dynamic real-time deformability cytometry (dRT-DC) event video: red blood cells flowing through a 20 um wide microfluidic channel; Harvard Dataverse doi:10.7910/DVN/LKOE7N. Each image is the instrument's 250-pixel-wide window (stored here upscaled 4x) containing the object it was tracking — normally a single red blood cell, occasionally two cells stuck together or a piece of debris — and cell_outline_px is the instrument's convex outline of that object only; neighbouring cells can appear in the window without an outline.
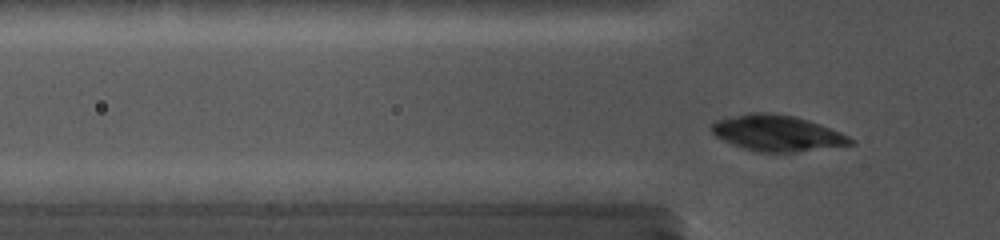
{"species": "common noctule bat (a hibernating species)", "species_latin": "Nyctalus noctula", "temperature_condition": "cold", "stored_images_in_passage": 66, "camera_frame_rate_fps": 5000, "um_per_image_px": 0.085, "animal": {"sex": "female", "body_mass_g": 19.0, "forearm_length_mm": 56.7}, "frame": {"image": 1, "passage_image": 15, "time_ms": 2.8, "image_size_px": [1000, 240], "cell_outline_px": [[856, 144], [792, 152], [760, 152], [744, 148], [732, 144], [716, 136], [708, 128], [716, 120], [748, 112], [768, 112], [796, 116], [820, 124], [840, 132], [856, 140]], "centroid_in_image_um": [66.06, 11.3], "position_along_channel_um": 59.7, "area_um2": 29.13}}
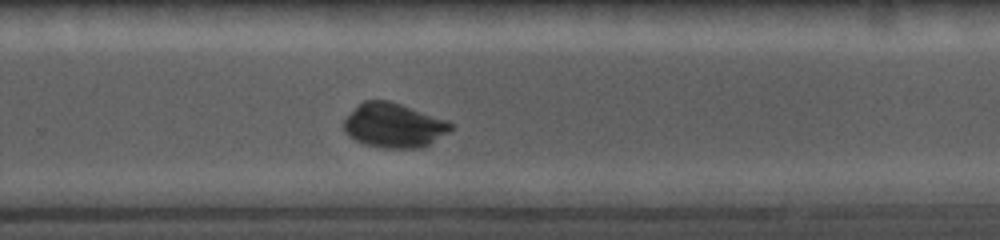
{"frame": {"image": 2, "passage_image": 46, "time_ms": 9.2, "image_size_px": [1000, 240], "cell_outline_px": [[456, 128], [428, 144], [420, 148], [380, 148], [364, 144], [348, 136], [344, 132], [344, 120], [364, 100], [388, 100], [448, 120]], "centroid_in_image_um": [33.49, 10.67], "position_along_channel_um": 296.3, "area_um2": 27.57}}
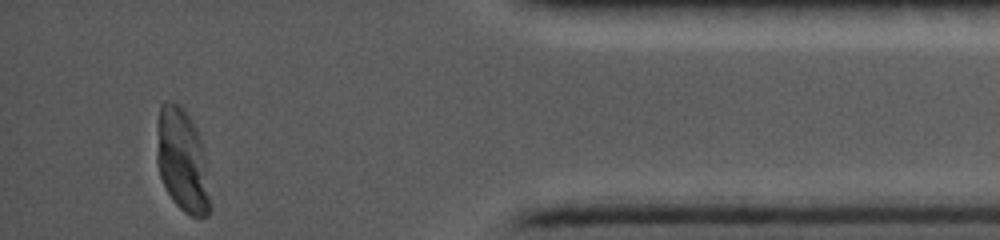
{"frame": {"image": 3, "passage_image": 66, "time_ms": 13.2, "image_size_px": [1000, 240], "cell_outline_px": [[212, 208], [208, 216], [192, 216], [184, 212], [172, 200], [160, 176], [156, 164], [156, 124], [160, 104], [180, 104], [184, 108], [196, 128], [200, 136], [204, 152], [212, 204]], "centroid_in_image_um": [15.5, 13.67], "position_along_channel_um": 419.7, "area_um2": 32.66}}